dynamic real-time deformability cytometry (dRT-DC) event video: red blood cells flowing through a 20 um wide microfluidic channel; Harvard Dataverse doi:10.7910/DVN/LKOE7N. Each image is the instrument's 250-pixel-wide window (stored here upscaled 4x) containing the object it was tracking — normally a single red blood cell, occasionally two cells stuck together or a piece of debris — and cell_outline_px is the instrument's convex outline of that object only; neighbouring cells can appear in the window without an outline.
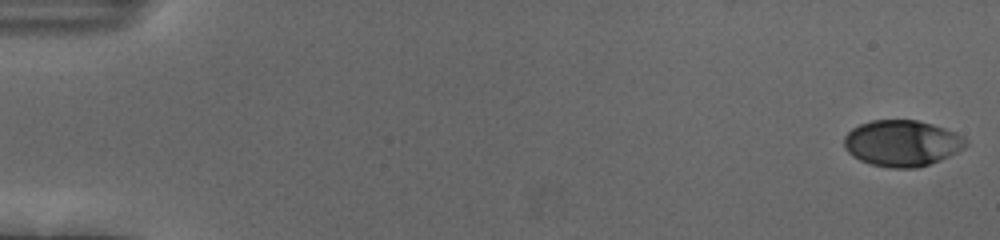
{"species": "human", "species_latin": "Homo sapiens", "temperature_condition": "cold", "stored_images_in_passage": 55, "camera_frame_rate_fps": 3000, "um_per_image_px": 0.085, "donor": {"sex": "female"}, "frame": {"image": 1, "passage_image": 1, "time_ms": 0.0, "image_size_px": [1000, 240], "cell_outline_px": [[968, 144], [964, 148], [940, 160], [916, 168], [892, 168], [872, 164], [860, 160], [852, 156], [844, 148], [844, 136], [852, 128], [860, 124], [872, 120], [916, 120], [932, 124], [956, 132], [964, 136], [968, 140]], "centroid_in_image_um": [76.67, 12.17], "position_along_channel_um": 8.3, "area_um2": 32.77}}
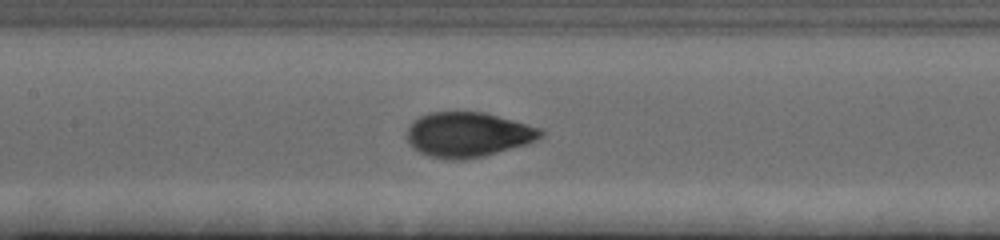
{"frame": {"image": 2, "passage_image": 27, "time_ms": 8.667, "image_size_px": [1000, 240], "cell_outline_px": [[544, 136], [536, 140], [524, 144], [484, 156], [464, 160], [452, 160], [428, 156], [420, 152], [408, 144], [408, 128], [412, 120], [420, 116], [432, 112], [484, 112], [540, 128], [544, 132]], "centroid_in_image_um": [39.75, 11.44], "position_along_channel_um": 167.6, "area_um2": 34.8}}
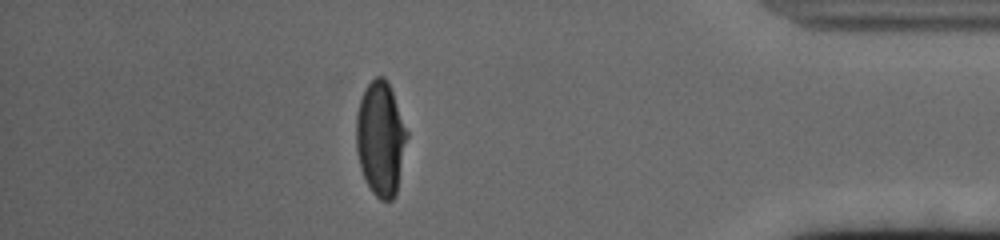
{"frame": {"image": 3, "passage_image": 49, "time_ms": 16.0, "image_size_px": [1000, 240], "cell_outline_px": [[408, 136], [396, 196], [392, 200], [380, 200], [372, 192], [360, 168], [356, 148], [356, 116], [360, 100], [368, 84], [376, 76], [384, 76], [392, 92], [408, 132]], "centroid_in_image_um": [32.35, 11.81], "position_along_channel_um": 402.8, "area_um2": 33.7}, "authors_computed_cell_mechanics": {"area_um2": 34.1598, "velocity_mm_per_s": 3.6948, "shape_relaxation_time_tau1_ms": 3.2021, "shape_relaxation_time_tau2_ms": null, "deformation_change_tau1": 0.1791, "deformation_change_tau2": null}}